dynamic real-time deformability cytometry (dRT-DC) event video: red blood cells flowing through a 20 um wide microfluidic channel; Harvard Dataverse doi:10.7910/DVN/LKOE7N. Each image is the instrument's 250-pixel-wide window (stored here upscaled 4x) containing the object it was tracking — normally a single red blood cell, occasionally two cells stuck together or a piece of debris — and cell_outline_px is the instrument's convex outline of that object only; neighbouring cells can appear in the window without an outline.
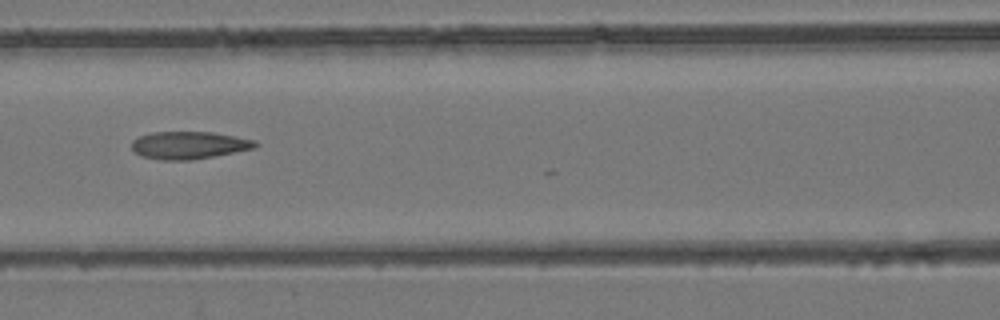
{"species": "common noctule bat (a hibernating species)", "species_latin": "Nyctalus noctula", "temperature_condition": "room temperature", "stored_images_in_passage": 8, "camera_frame_rate_fps": 3000, "um_per_image_px": 0.085, "animal": {"sex": "female", "body_mass_g": 24.6, "forearm_length_mm": 56.2}, "frame": {"image": 1, "passage_image": 6, "time_ms": 1.667, "image_size_px": [1000, 320], "cell_outline_px": [[260, 144], [256, 148], [192, 160], [160, 160], [140, 156], [132, 148], [132, 140], [140, 136], [152, 132], [212, 132], [236, 136], [256, 140]], "centroid_in_image_um": [16.09, 12.34], "position_along_channel_um": 150.5, "area_um2": 19.94}}
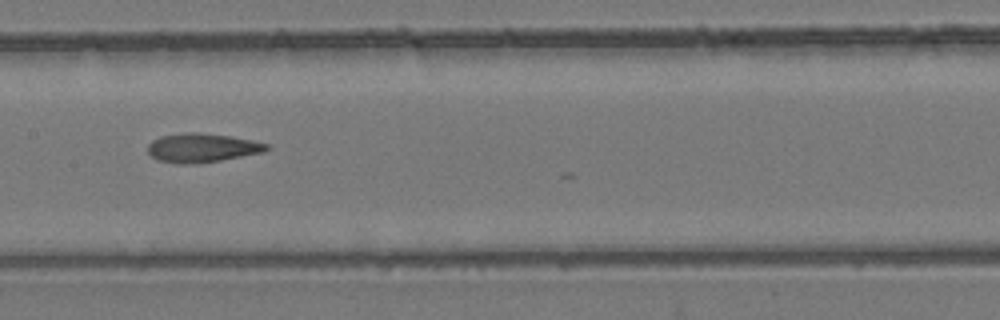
{"frame": {"image": 2, "passage_image": 7, "time_ms": 2.0, "image_size_px": [1000, 320], "cell_outline_px": [[268, 148], [264, 152], [220, 160], [192, 164], [176, 164], [156, 160], [148, 152], [148, 144], [152, 140], [160, 136], [184, 132], [196, 132], [232, 136], [252, 140], [268, 144]], "centroid_in_image_um": [17.13, 12.56], "position_along_channel_um": 190.3, "area_um2": 20.11}}